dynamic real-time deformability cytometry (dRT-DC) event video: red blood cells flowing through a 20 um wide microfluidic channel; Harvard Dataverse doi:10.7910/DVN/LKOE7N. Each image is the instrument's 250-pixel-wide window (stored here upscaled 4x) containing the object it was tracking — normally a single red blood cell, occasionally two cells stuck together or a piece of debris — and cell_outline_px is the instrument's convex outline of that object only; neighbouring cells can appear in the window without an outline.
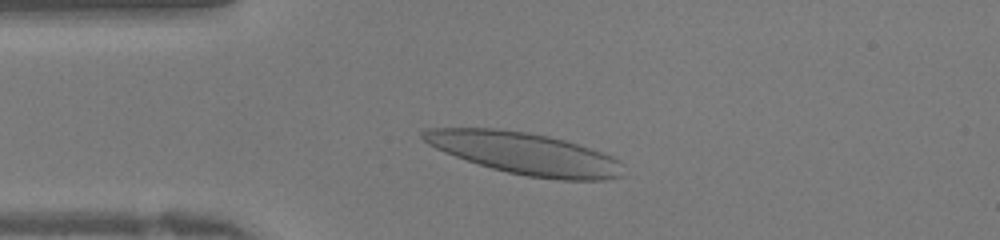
{"species": "human", "species_latin": "Homo sapiens", "temperature_condition": "warm", "stored_images_in_passage": 31, "camera_frame_rate_fps": 3000, "um_per_image_px": 0.085, "donor": {"sex": "female"}, "frame": {"image": 1, "passage_image": 6, "time_ms": 1.667, "image_size_px": [1000, 240], "cell_outline_px": [[624, 176], [604, 180], [560, 180], [528, 176], [508, 172], [492, 168], [444, 152], [428, 144], [420, 136], [420, 132], [424, 128], [496, 128], [528, 132], [548, 136], [564, 140], [612, 156], [620, 160], [624, 164]], "centroid_in_image_um": [44.63, 13.04], "position_along_channel_um": 40.4, "area_um2": 48.73}}
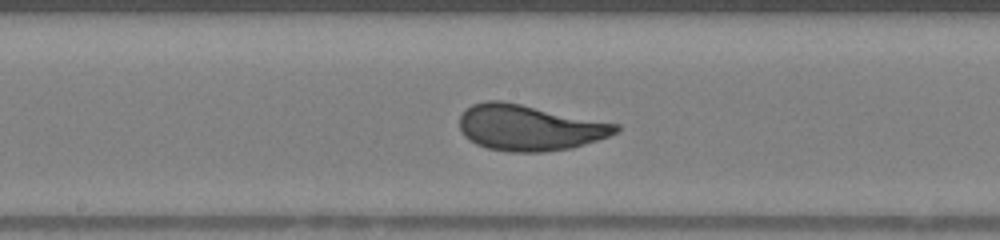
{"frame": {"image": 2, "passage_image": 18, "time_ms": 5.667, "image_size_px": [1000, 240], "cell_outline_px": [[620, 128], [616, 132], [608, 136], [572, 148], [540, 152], [508, 152], [488, 148], [476, 144], [464, 136], [460, 128], [460, 116], [472, 104], [488, 100], [500, 100], [620, 124]], "centroid_in_image_um": [44.98, 10.85], "position_along_channel_um": 203.2, "area_um2": 41.44}}
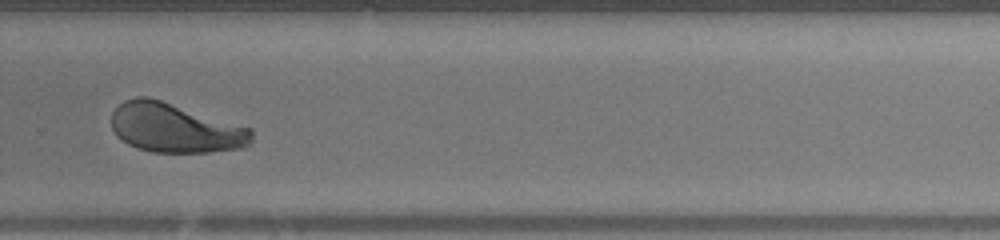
{"frame": {"image": 3, "passage_image": 25, "time_ms": 8.0, "image_size_px": [1000, 240], "cell_outline_px": [[252, 140], [248, 148], [208, 152], [152, 152], [136, 148], [128, 144], [116, 136], [112, 128], [112, 112], [124, 100], [136, 96], [148, 96], [252, 128]], "centroid_in_image_um": [14.89, 10.88], "position_along_channel_um": 314.9, "area_um2": 40.58}}